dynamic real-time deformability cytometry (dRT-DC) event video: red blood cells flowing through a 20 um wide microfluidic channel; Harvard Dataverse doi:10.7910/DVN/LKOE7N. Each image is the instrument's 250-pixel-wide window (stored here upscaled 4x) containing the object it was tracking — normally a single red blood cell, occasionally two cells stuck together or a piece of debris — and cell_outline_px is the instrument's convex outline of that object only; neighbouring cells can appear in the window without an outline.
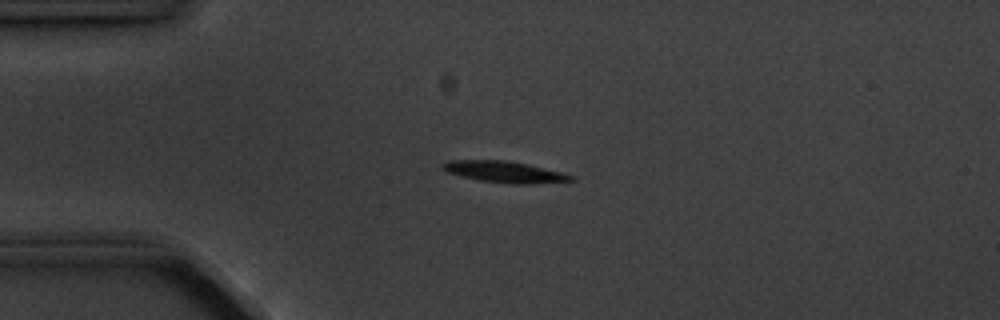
{"species": "common noctule bat (a hibernating species)", "species_latin": "Nyctalus noctula", "temperature_condition": "cold", "stored_images_in_passage": 9, "camera_frame_rate_fps": 3000, "um_per_image_px": 0.085, "animal": {"sex": "male", "body_mass_g": 20.1, "forearm_length_mm": 53.5}, "frame": {"image": 1, "passage_image": 2, "time_ms": 1.0, "image_size_px": [1000, 320], "cell_outline_px": [[576, 180], [532, 184], [512, 184], [480, 180], [448, 172], [440, 168], [440, 164], [448, 160], [508, 160], [528, 164], [560, 172], [572, 176]], "centroid_in_image_um": [42.85, 14.6], "position_along_channel_um": 42.1, "area_um2": 15.84}}
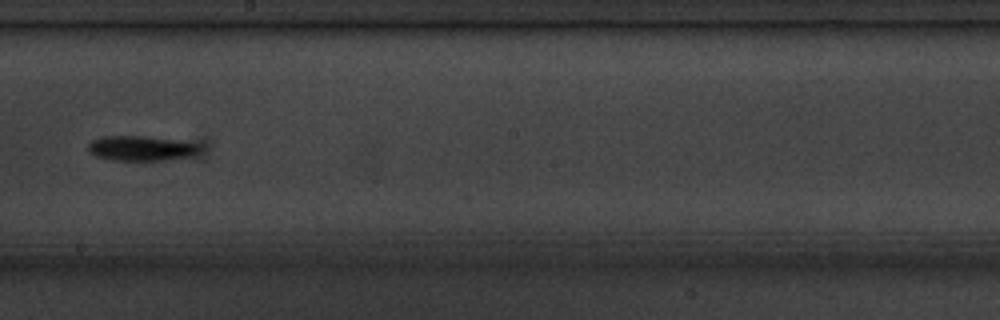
{"frame": {"image": 2, "passage_image": 7, "time_ms": 7.0, "image_size_px": [1000, 320], "cell_outline_px": [[200, 148], [192, 156], [168, 160], [112, 160], [96, 156], [88, 152], [88, 144], [92, 140], [104, 136], [144, 136], [176, 140], [200, 144]], "centroid_in_image_um": [11.98, 12.61], "position_along_channel_um": 236.2, "area_um2": 16.18}}